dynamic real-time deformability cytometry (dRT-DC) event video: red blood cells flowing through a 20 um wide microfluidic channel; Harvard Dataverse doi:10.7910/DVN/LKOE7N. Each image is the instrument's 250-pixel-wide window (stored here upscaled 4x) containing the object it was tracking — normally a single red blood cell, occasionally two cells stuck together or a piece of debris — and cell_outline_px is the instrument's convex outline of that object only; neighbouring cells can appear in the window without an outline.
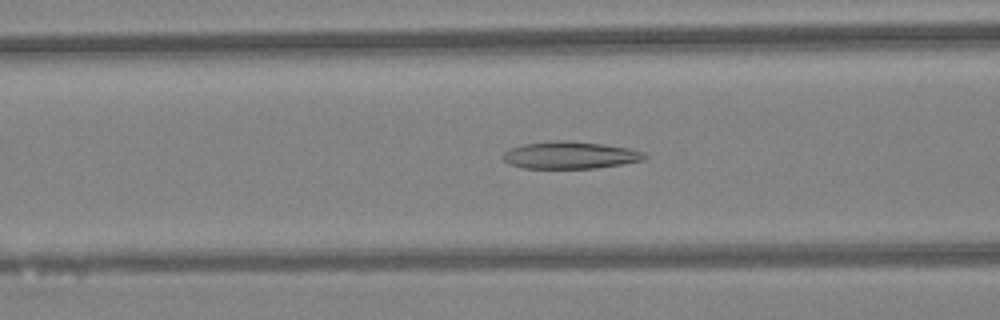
{"species": "Egyptian fruit bat (a non-hibernating species)", "species_latin": "Rousettus aegyptiacus", "temperature_condition": "warm", "stored_images_in_passage": 25, "camera_frame_rate_fps": 3000, "um_per_image_px": 0.085, "animal": {"sex": "female"}, "frame": {"image": 1, "passage_image": 6, "time_ms": 1.667, "image_size_px": [1000, 320], "cell_outline_px": [[648, 156], [644, 160], [596, 168], [524, 168], [512, 164], [504, 160], [504, 152], [512, 148], [524, 144], [564, 140], [568, 140], [600, 144], [628, 148], [644, 152]], "centroid_in_image_um": [48.5, 13.19], "position_along_channel_um": 118.1, "area_um2": 22.02}}
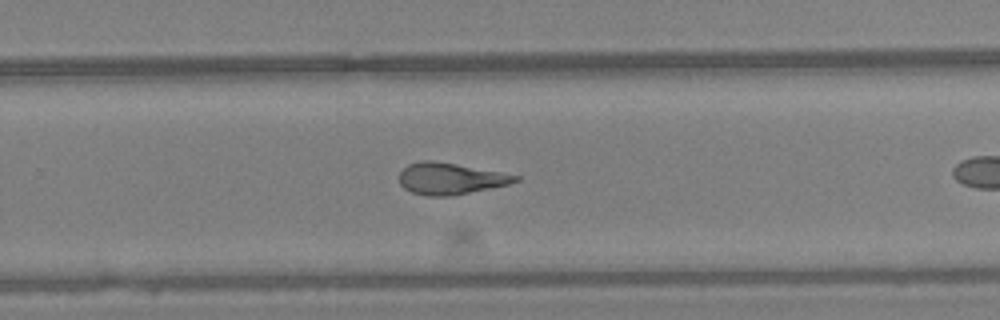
{"frame": {"image": 2, "passage_image": 18, "time_ms": 5.667, "image_size_px": [1000, 320], "cell_outline_px": [[520, 180], [508, 184], [448, 196], [428, 196], [412, 192], [404, 188], [400, 184], [400, 172], [408, 164], [420, 160], [432, 160], [456, 164], [500, 172], [520, 176]], "centroid_in_image_um": [38.24, 15.17], "position_along_channel_um": 291.6, "area_um2": 20.98}}
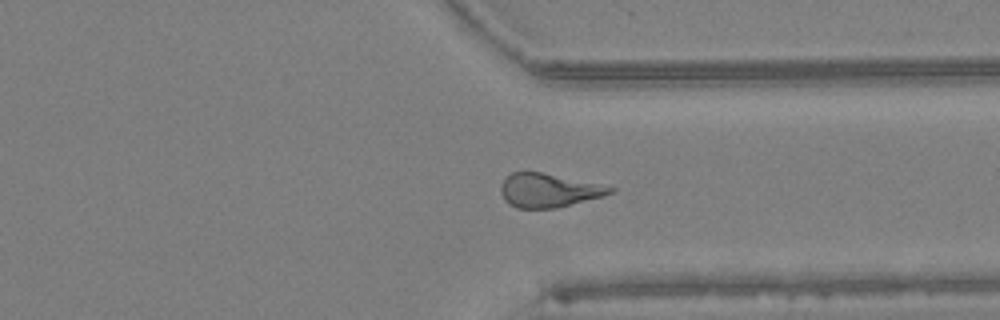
{"frame": {"image": 3, "passage_image": 23, "time_ms": 7.333, "image_size_px": [1000, 320], "cell_outline_px": [[616, 188], [612, 192], [604, 196], [556, 208], [516, 208], [508, 204], [504, 200], [500, 192], [500, 188], [504, 180], [512, 172], [540, 172], [600, 184]], "centroid_in_image_um": [46.61, 16.19], "position_along_channel_um": 364.8, "area_um2": 21.33}}